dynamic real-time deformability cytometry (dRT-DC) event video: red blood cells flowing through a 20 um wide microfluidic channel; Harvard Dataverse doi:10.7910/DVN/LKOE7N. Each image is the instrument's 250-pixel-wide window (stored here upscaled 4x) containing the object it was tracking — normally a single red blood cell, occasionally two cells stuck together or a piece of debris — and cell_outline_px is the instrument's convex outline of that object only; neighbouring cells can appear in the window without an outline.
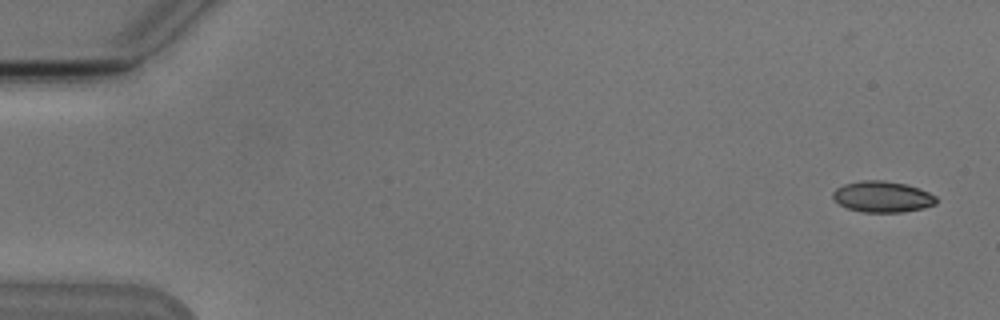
{"species": "Egyptian fruit bat (a non-hibernating species)", "species_latin": "Rousettus aegyptiacus", "temperature_condition": "cold", "stored_images_in_passage": 6, "camera_frame_rate_fps": 3000, "um_per_image_px": 0.085, "animal": {"sex": "male"}, "frame": {"image": 1, "passage_image": 2, "time_ms": 1.333, "image_size_px": [1000, 320], "cell_outline_px": [[936, 204], [924, 208], [900, 212], [864, 212], [848, 208], [840, 204], [832, 196], [832, 192], [836, 188], [844, 184], [860, 180], [884, 180], [904, 184], [920, 188], [936, 196]], "centroid_in_image_um": [75.01, 16.71], "position_along_channel_um": 10.0, "area_um2": 18.67}}
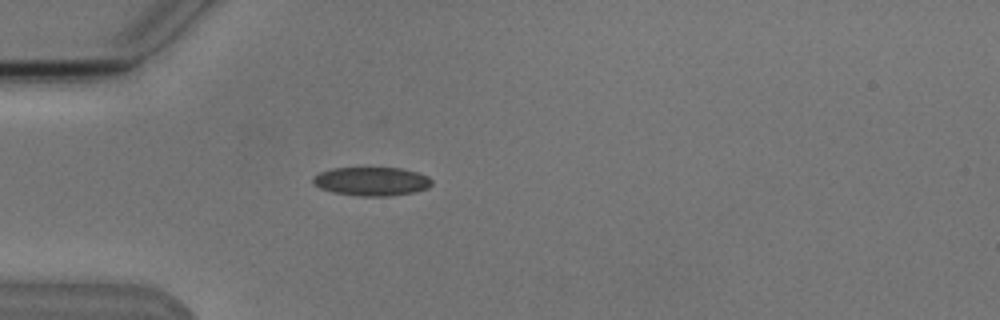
{"frame": {"image": 2, "passage_image": 6, "time_ms": 6.0, "image_size_px": [1000, 320], "cell_outline_px": [[432, 184], [428, 188], [412, 192], [388, 196], [360, 196], [332, 192], [320, 188], [312, 184], [312, 176], [320, 172], [332, 168], [400, 168], [416, 172], [428, 176], [432, 180]], "centroid_in_image_um": [31.55, 15.41], "position_along_channel_um": 53.5, "area_um2": 19.88}}